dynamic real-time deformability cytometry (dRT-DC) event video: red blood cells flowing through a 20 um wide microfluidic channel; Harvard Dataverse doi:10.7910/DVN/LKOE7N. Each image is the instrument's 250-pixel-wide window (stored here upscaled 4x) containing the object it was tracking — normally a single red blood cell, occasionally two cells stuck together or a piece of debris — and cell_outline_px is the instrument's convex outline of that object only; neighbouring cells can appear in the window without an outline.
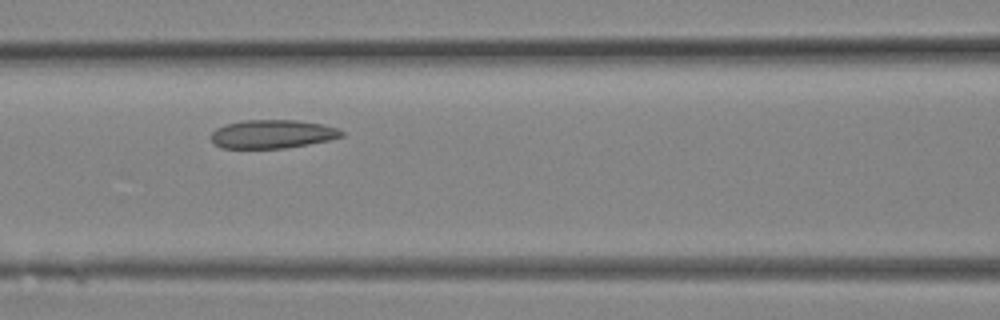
{"species": "Egyptian fruit bat (a non-hibernating species)", "species_latin": "Rousettus aegyptiacus", "temperature_condition": "room temperature", "stored_images_in_passage": 9, "camera_frame_rate_fps": 3000, "um_per_image_px": 0.085, "animal": {"sex": "female"}, "frame": {"image": 1, "passage_image": 6, "time_ms": 1.667, "image_size_px": [1000, 320], "cell_outline_px": [[344, 136], [328, 140], [308, 144], [284, 148], [220, 148], [212, 140], [212, 132], [216, 128], [224, 124], [240, 120], [296, 120], [324, 124], [336, 128], [344, 132]], "centroid_in_image_um": [23.14, 11.38], "position_along_channel_um": 143.5, "area_um2": 21.73}}
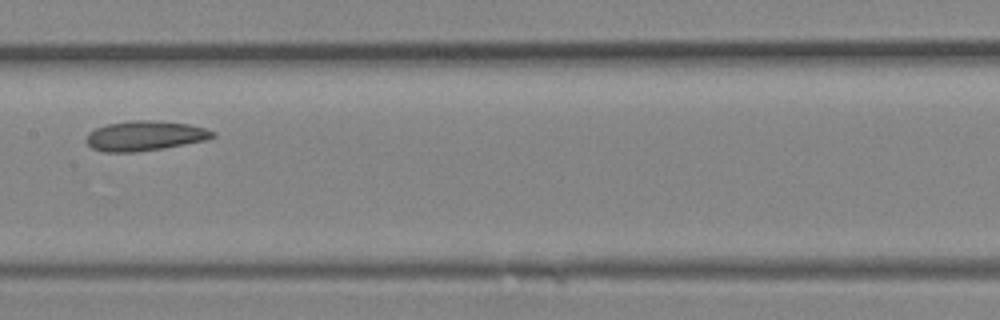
{"frame": {"image": 2, "passage_image": 8, "time_ms": 2.333, "image_size_px": [1000, 320], "cell_outline_px": [[216, 136], [204, 140], [164, 148], [136, 152], [104, 152], [92, 148], [84, 140], [88, 132], [96, 128], [108, 124], [128, 120], [148, 120], [188, 124], [204, 128], [216, 132]], "centroid_in_image_um": [12.27, 11.54], "position_along_channel_um": 195.1, "area_um2": 21.96}}